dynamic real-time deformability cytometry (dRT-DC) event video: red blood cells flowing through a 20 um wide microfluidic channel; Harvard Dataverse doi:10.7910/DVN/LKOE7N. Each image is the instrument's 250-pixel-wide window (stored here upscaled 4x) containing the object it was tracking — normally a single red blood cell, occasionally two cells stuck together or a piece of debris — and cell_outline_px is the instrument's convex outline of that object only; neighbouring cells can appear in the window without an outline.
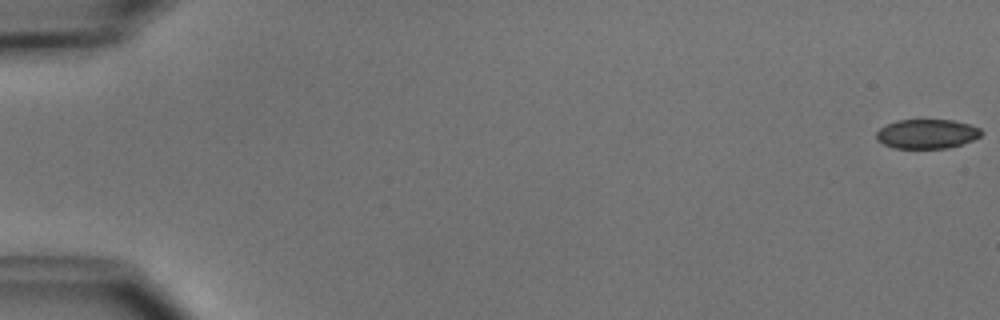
{"species": "common noctule bat (a hibernating species)", "species_latin": "Nyctalus noctula", "temperature_condition": "cold", "stored_images_in_passage": 8, "camera_frame_rate_fps": 3000, "um_per_image_px": 0.085, "animal": {"sex": "male", "body_mass_g": 15.6}, "frame": {"image": 1, "passage_image": 1, "time_ms": 0.0, "image_size_px": [1000, 320], "cell_outline_px": [[984, 132], [980, 136], [972, 140], [948, 148], [892, 148], [876, 140], [876, 132], [880, 128], [888, 124], [900, 120], [952, 120], [968, 124], [980, 128]], "centroid_in_image_um": [78.78, 11.38], "position_along_channel_um": 6.2, "area_um2": 17.86}}
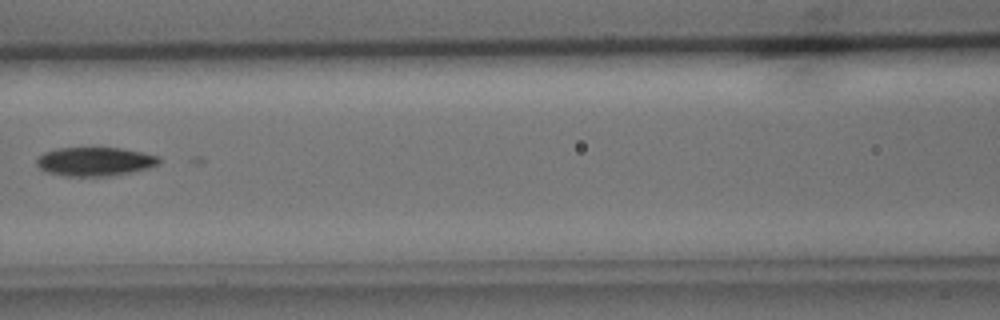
{"frame": {"image": 2, "passage_image": 7, "time_ms": 8.0, "image_size_px": [1000, 320], "cell_outline_px": [[160, 164], [148, 168], [132, 172], [112, 176], [64, 176], [48, 172], [40, 168], [36, 164], [36, 160], [44, 152], [56, 148], [120, 148], [160, 156]], "centroid_in_image_um": [8.08, 13.73], "position_along_channel_um": 158.5, "area_um2": 20.58}}
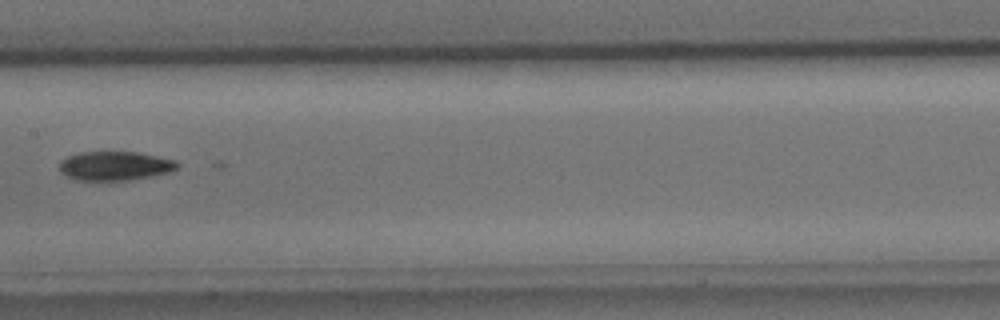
{"frame": {"image": 3, "passage_image": 8, "time_ms": 9.0, "image_size_px": [1000, 320], "cell_outline_px": [[180, 164], [176, 168], [168, 172], [152, 176], [128, 180], [76, 180], [60, 172], [60, 160], [68, 156], [80, 152], [136, 152], [176, 160]], "centroid_in_image_um": [9.76, 14.09], "position_along_channel_um": 197.6, "area_um2": 19.83}}